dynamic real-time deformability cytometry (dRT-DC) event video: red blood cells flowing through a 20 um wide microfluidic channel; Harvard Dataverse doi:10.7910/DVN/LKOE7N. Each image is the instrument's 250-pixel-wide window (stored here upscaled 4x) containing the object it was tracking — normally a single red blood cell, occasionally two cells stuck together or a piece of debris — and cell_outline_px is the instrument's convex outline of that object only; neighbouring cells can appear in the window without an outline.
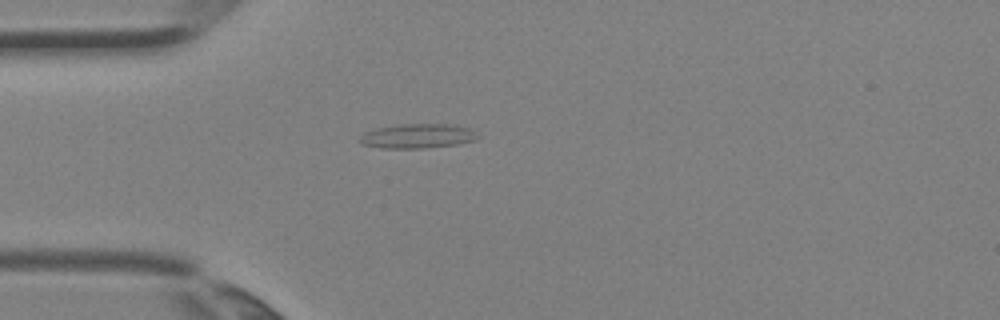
{"species": "Egyptian fruit bat (a non-hibernating species)", "species_latin": "Rousettus aegyptiacus", "temperature_condition": "room temperature", "stored_images_in_passage": 2, "camera_frame_rate_fps": 3000, "um_per_image_px": 0.085, "animal": {"sex": "female"}, "frame": {"image": 1, "passage_image": 2, "time_ms": 0.333, "image_size_px": [1000, 320], "cell_outline_px": [[480, 136], [476, 140], [456, 144], [424, 148], [380, 148], [364, 144], [360, 140], [360, 136], [364, 132], [380, 128], [400, 124], [452, 124], [468, 128]], "centroid_in_image_um": [35.52, 11.56], "position_along_channel_um": 49.5, "area_um2": 16.59}}